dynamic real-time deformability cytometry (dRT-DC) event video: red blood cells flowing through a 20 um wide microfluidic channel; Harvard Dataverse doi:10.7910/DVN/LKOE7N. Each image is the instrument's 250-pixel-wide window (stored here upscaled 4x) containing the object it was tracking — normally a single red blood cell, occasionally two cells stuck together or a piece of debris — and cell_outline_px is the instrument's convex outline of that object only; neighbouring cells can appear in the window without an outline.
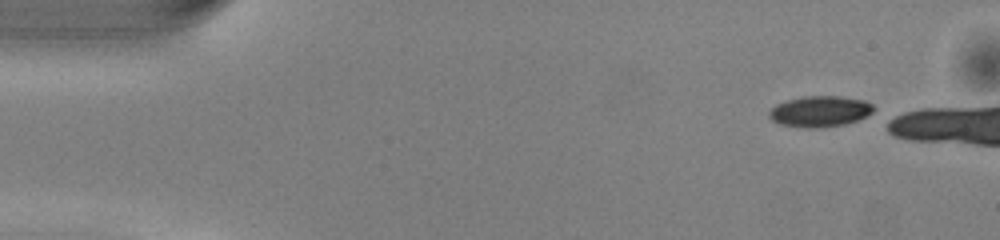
{"species": "common noctule bat (a hibernating species)", "species_latin": "Nyctalus noctula", "temperature_condition": "warm", "stored_images_in_passage": 7, "camera_frame_rate_fps": 3000, "um_per_image_px": 0.085, "animal": {"sex": "male", "body_mass_g": 13.0, "forearm_length_mm": 53.1}, "frame": {"image": 1, "passage_image": 1, "time_ms": 0.0, "image_size_px": [1000, 240], "cell_outline_px": [[876, 108], [872, 112], [856, 120], [844, 124], [820, 128], [804, 128], [780, 124], [772, 120], [768, 116], [768, 112], [776, 104], [784, 100], [804, 96], [840, 96], [864, 100], [872, 104]], "centroid_in_image_um": [69.66, 9.46], "position_along_channel_um": 15.3, "area_um2": 18.9}}